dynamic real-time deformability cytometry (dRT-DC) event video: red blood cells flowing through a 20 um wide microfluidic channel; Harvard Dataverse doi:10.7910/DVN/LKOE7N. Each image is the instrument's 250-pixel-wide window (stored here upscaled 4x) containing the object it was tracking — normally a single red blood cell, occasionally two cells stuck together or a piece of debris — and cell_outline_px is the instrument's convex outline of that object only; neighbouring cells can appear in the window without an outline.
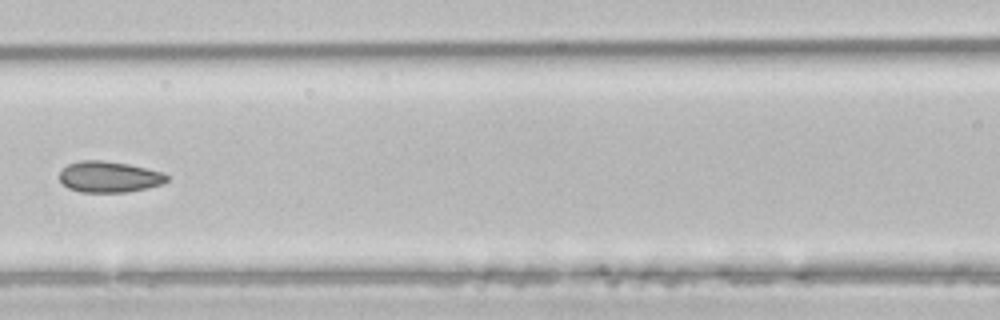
{"species": "common noctule bat (a hibernating species)", "species_latin": "Nyctalus noctula", "temperature_condition": "room temperature", "stored_images_in_passage": 7, "camera_frame_rate_fps": 3000, "um_per_image_px": 0.085, "animal": {"sex": "male", "body_mass_g": 21.5, "forearm_length_mm": 52.0}, "frame": {"image": 1, "passage_image": 5, "time_ms": 1.333, "image_size_px": [1000, 320], "cell_outline_px": [[168, 180], [164, 184], [148, 188], [128, 192], [80, 192], [68, 188], [60, 180], [60, 172], [68, 164], [80, 160], [100, 160], [128, 164], [164, 172], [168, 176]], "centroid_in_image_um": [9.31, 15.04], "position_along_channel_um": 157.3, "area_um2": 19.54}}